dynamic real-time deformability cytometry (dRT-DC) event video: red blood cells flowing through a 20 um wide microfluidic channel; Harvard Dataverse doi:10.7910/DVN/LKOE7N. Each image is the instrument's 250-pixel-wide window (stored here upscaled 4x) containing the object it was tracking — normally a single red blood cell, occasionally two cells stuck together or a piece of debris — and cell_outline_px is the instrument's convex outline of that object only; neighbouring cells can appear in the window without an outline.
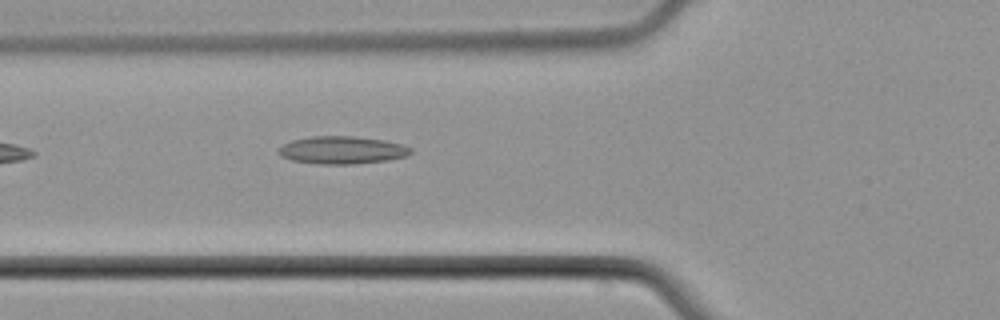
{"species": "common noctule bat (a hibernating species)", "species_latin": "Nyctalus noctula", "temperature_condition": "cold", "stored_images_in_passage": 2, "camera_frame_rate_fps": 3000, "um_per_image_px": 0.085, "animal": {"sex": "male", "body_mass_g": 21.5, "forearm_length_mm": 52.0}, "frame": {"image": 1, "passage_image": 2, "time_ms": 1.0, "image_size_px": [1000, 320], "cell_outline_px": [[412, 152], [404, 156], [388, 160], [352, 164], [320, 164], [292, 160], [280, 156], [280, 148], [284, 144], [292, 140], [312, 136], [352, 136], [384, 140], [400, 144], [412, 148]], "centroid_in_image_um": [29.08, 12.75], "position_along_channel_um": 96.7, "area_um2": 21.04}}